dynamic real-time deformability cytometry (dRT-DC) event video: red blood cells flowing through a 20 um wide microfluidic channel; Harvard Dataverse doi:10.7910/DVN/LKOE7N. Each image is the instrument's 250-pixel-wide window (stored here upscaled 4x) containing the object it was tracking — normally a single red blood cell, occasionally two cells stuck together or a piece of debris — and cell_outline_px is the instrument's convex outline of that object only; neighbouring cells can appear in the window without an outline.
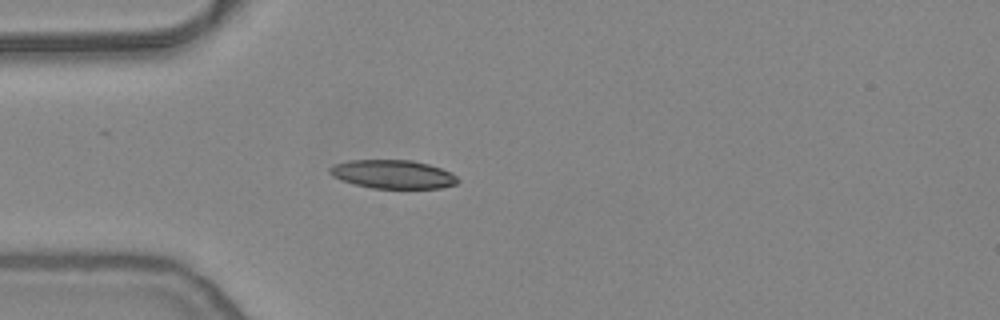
{"species": "common noctule bat (a hibernating species)", "species_latin": "Nyctalus noctula", "temperature_condition": "warm", "stored_images_in_passage": 39, "camera_frame_rate_fps": 3000, "um_per_image_px": 0.085, "animal": {"sex": "female", "body_mass_g": 24.6, "forearm_length_mm": 56.2}, "frame": {"image": 1, "passage_image": 1, "time_ms": 0.0, "image_size_px": [1000, 320], "cell_outline_px": [[460, 180], [456, 184], [440, 188], [372, 188], [340, 180], [332, 176], [328, 172], [328, 168], [336, 164], [348, 160], [412, 160], [428, 164], [440, 168], [456, 176]], "centroid_in_image_um": [33.37, 14.81], "position_along_channel_um": 51.6, "area_um2": 21.21}}
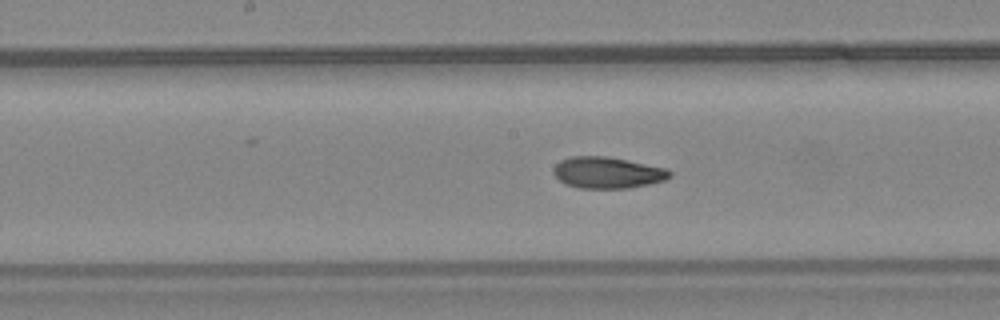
{"frame": {"image": 2, "passage_image": 13, "time_ms": 4.0, "image_size_px": [1000, 320], "cell_outline_px": [[672, 176], [664, 180], [648, 184], [628, 188], [580, 188], [568, 184], [560, 180], [552, 172], [552, 168], [560, 160], [572, 156], [608, 156], [668, 168], [672, 172]], "centroid_in_image_um": [51.65, 14.66], "position_along_channel_um": 196.5, "area_um2": 21.33}}
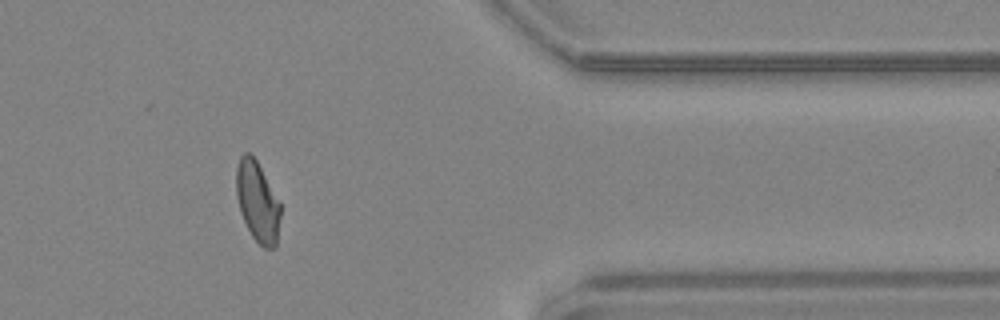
{"frame": {"image": 3, "passage_image": 30, "time_ms": 9.667, "image_size_px": [1000, 320], "cell_outline_px": [[280, 216], [276, 248], [264, 248], [252, 236], [240, 212], [236, 196], [236, 168], [240, 156], [244, 152], [248, 152], [256, 160], [280, 200]], "centroid_in_image_um": [21.89, 17.14], "position_along_channel_um": 389.5, "area_um2": 20.75}, "authors_computed_cell_mechanics": {"area_um2": 21.2126, "velocity_mm_per_s": 3.8244, "shape_relaxation_time_tau1_ms": 9.6159, "shape_relaxation_time_tau2_ms": 3.5466, "deformation_change_tau1": 0.2519, "deformation_change_tau2": 0.0874}}